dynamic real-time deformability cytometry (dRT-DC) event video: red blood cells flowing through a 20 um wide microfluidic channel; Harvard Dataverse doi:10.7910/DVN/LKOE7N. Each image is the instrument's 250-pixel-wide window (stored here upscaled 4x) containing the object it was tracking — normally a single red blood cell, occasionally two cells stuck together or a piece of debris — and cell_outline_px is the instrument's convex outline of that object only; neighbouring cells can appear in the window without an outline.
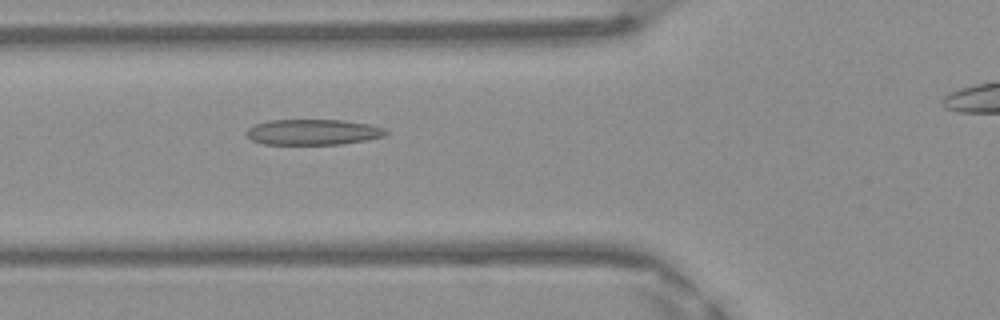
{"species": "Egyptian fruit bat (a non-hibernating species)", "species_latin": "Rousettus aegyptiacus", "temperature_condition": "warm", "stored_images_in_passage": 42, "camera_frame_rate_fps": 3000, "um_per_image_px": 0.085, "frame": {"image": 1, "passage_image": 16, "time_ms": 5.0, "image_size_px": [1000, 320], "cell_outline_px": [[388, 132], [384, 136], [364, 140], [340, 144], [264, 144], [252, 140], [244, 132], [248, 128], [256, 124], [268, 120], [344, 120], [368, 124], [384, 128]], "centroid_in_image_um": [26.58, 11.22], "position_along_channel_um": 99.2, "area_um2": 20.69}}
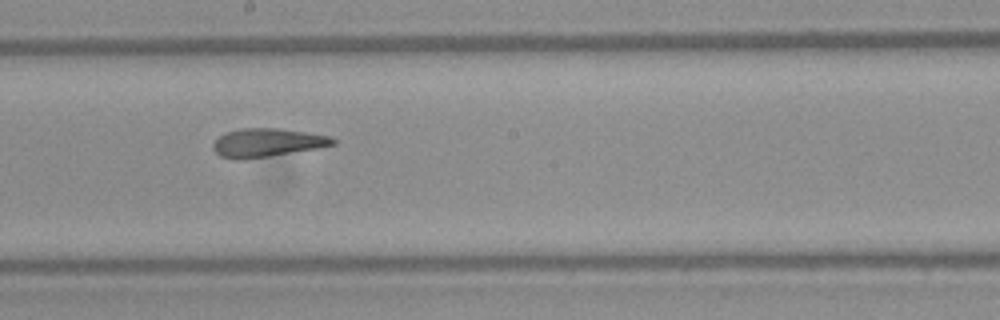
{"frame": {"image": 2, "passage_image": 25, "time_ms": 8.0, "image_size_px": [1000, 320], "cell_outline_px": [[336, 144], [316, 148], [268, 156], [236, 160], [220, 156], [212, 148], [212, 144], [220, 136], [228, 132], [240, 128], [280, 128], [332, 136], [336, 140]], "centroid_in_image_um": [22.71, 12.11], "position_along_channel_um": 225.5, "area_um2": 19.71}}
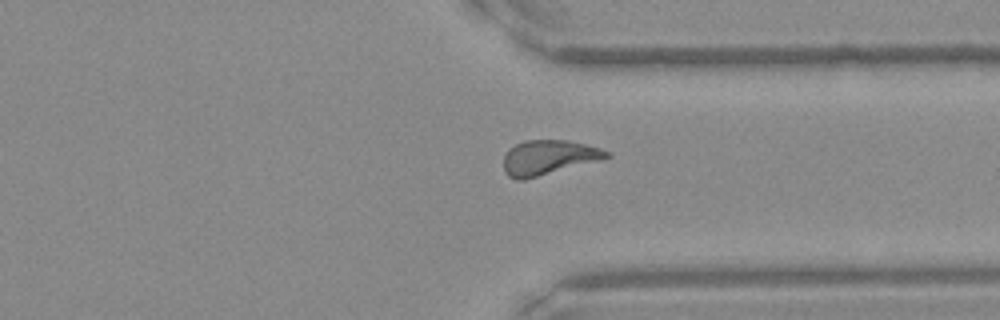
{"frame": {"image": 3, "passage_image": 35, "time_ms": 11.333, "image_size_px": [1000, 320], "cell_outline_px": [[612, 156], [600, 160], [524, 180], [516, 180], [508, 176], [504, 172], [504, 156], [508, 148], [524, 140], [568, 140], [600, 148], [608, 152]], "centroid_in_image_um": [46.58, 13.38], "position_along_channel_um": 364.8, "area_um2": 20.81}, "authors_computed_cell_mechanics": {"area_um2": 20.808, "velocity_mm_per_s": 4.1849, "shape_relaxation_time_tau1_ms": null, "shape_relaxation_time_tau2_ms": 1.4468, "deformation_change_tau1": null, "deformation_change_tau2": 0.0941}}